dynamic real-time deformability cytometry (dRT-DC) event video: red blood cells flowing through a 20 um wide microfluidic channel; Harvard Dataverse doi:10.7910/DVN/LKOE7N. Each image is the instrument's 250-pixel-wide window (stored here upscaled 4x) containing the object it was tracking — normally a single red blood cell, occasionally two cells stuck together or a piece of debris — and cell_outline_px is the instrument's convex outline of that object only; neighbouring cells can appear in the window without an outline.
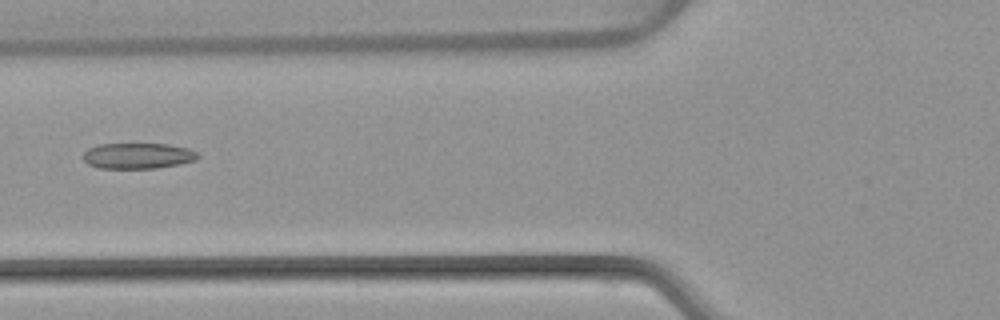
{"species": "common noctule bat (a hibernating species)", "species_latin": "Nyctalus noctula", "temperature_condition": "warm", "stored_images_in_passage": 2, "camera_frame_rate_fps": 3000, "um_per_image_px": 0.085, "animal": {"sex": "female", "body_mass_g": 22.7, "forearm_length_mm": 54.2}, "frame": {"image": 1, "passage_image": 2, "time_ms": 1.0, "image_size_px": [1000, 320], "cell_outline_px": [[200, 156], [196, 160], [180, 164], [156, 168], [100, 168], [88, 164], [80, 156], [88, 148], [96, 144], [168, 144], [188, 148], [196, 152]], "centroid_in_image_um": [11.69, 13.24], "position_along_channel_um": 114.1, "area_um2": 17.34}}